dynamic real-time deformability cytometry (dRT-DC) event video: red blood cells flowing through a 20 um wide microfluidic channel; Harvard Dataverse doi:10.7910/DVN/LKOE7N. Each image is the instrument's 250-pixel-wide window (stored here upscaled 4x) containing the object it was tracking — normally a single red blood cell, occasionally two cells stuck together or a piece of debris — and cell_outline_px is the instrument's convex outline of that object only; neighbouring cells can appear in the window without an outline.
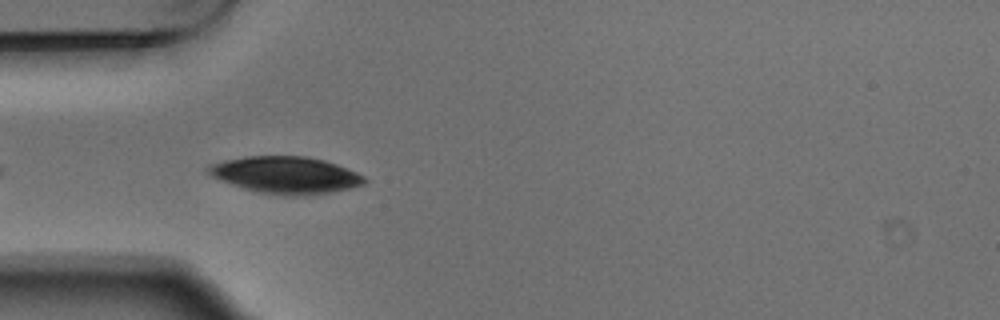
{"species": "Egyptian fruit bat (a non-hibernating species)", "species_latin": "Rousettus aegyptiacus", "temperature_condition": "warm", "stored_images_in_passage": 6, "camera_frame_rate_fps": 3000, "um_per_image_px": 0.085, "animal": {"sex": "male"}, "frame": {"image": 1, "passage_image": 5, "time_ms": 1.333, "image_size_px": [1000, 320], "cell_outline_px": [[368, 180], [364, 184], [352, 188], [332, 192], [296, 196], [284, 196], [256, 192], [232, 184], [212, 176], [204, 168], [208, 164], [224, 160], [248, 156], [308, 156], [324, 160], [336, 164], [356, 172], [364, 176]], "centroid_in_image_um": [24.29, 14.88], "position_along_channel_um": 60.7, "area_um2": 33.76}}
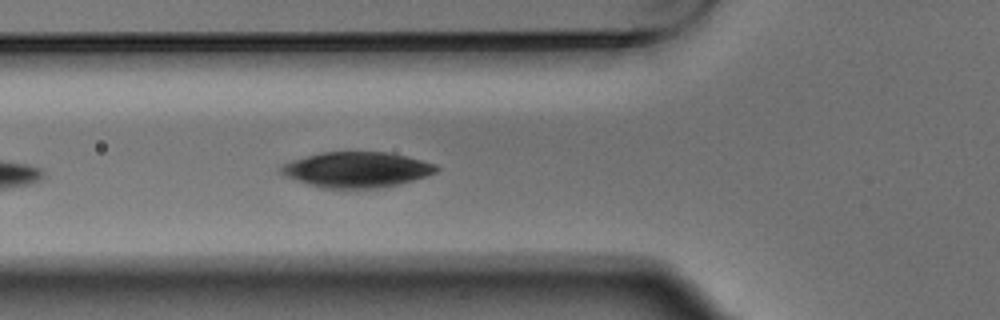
{"frame": {"image": 2, "passage_image": 6, "time_ms": 1.667, "image_size_px": [1000, 320], "cell_outline_px": [[440, 168], [436, 172], [428, 176], [380, 188], [348, 192], [320, 188], [284, 176], [280, 172], [280, 168], [284, 164], [292, 160], [320, 152], [388, 152], [436, 164]], "centroid_in_image_um": [30.29, 14.46], "position_along_channel_um": 95.5, "area_um2": 32.83}}